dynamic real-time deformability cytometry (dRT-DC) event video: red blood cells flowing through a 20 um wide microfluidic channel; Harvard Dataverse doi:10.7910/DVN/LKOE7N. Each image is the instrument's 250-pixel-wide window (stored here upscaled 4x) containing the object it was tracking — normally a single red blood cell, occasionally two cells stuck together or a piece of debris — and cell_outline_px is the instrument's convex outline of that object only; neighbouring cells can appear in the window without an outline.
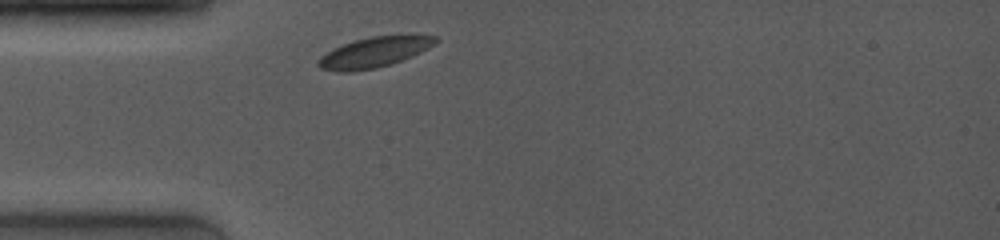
{"species": "common noctule bat (a hibernating species)", "species_latin": "Nyctalus noctula", "temperature_condition": "room temperature", "stored_images_in_passage": 22, "camera_frame_rate_fps": 4000, "um_per_image_px": 0.085, "animal": {"sex": "female", "body_mass_g": 19.0, "forearm_length_mm": 53.3}, "frame": {"image": 1, "passage_image": 1, "time_ms": 0.0, "image_size_px": [1000, 240], "cell_outline_px": [[440, 40], [428, 48], [412, 56], [392, 64], [376, 68], [352, 72], [336, 72], [320, 68], [316, 64], [320, 56], [332, 48], [356, 40], [372, 36], [436, 36]], "centroid_in_image_um": [31.75, 4.47], "position_along_channel_um": 53.3, "area_um2": 20.58}}
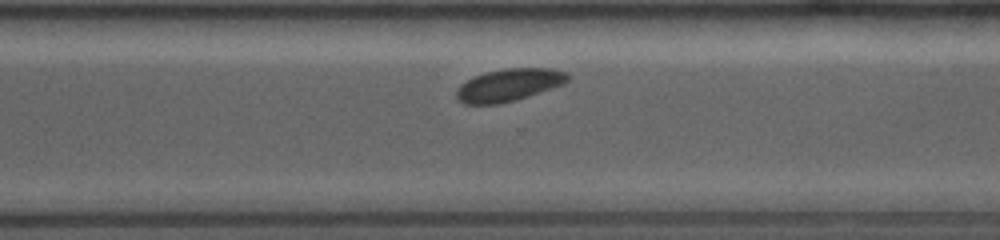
{"frame": {"image": 2, "passage_image": 18, "time_ms": 7.25, "image_size_px": [1000, 240], "cell_outline_px": [[572, 76], [564, 84], [528, 96], [496, 104], [464, 104], [456, 100], [456, 92], [460, 84], [484, 72], [504, 68], [552, 68], [568, 72]], "centroid_in_image_um": [43.28, 7.21], "position_along_channel_um": 327.3, "area_um2": 21.1}}
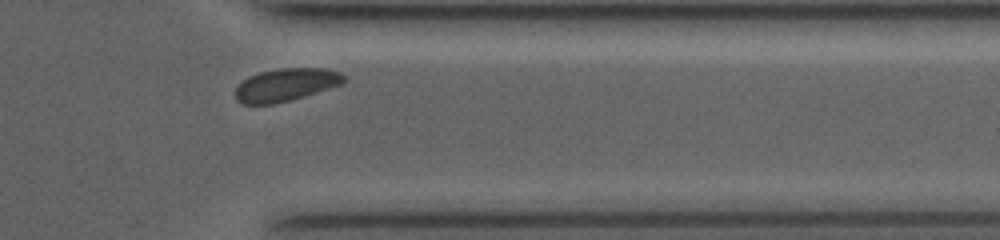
{"frame": {"image": 3, "passage_image": 21, "time_ms": 8.75, "image_size_px": [1000, 240], "cell_outline_px": [[348, 80], [344, 84], [304, 96], [272, 104], [244, 104], [236, 100], [236, 88], [248, 76], [260, 72], [280, 68], [324, 68], [340, 72], [348, 76]], "centroid_in_image_um": [24.37, 7.19], "position_along_channel_um": 387.0, "area_um2": 20.81}, "authors_computed_cell_mechanics": {"area_um2": 21.0103, "velocity_mm_per_s": 3.899, "shape_relaxation_time_tau1_ms": 1.4874, "shape_relaxation_time_tau2_ms": null, "deformation_change_tau1": 0.0589, "deformation_change_tau2": null}}